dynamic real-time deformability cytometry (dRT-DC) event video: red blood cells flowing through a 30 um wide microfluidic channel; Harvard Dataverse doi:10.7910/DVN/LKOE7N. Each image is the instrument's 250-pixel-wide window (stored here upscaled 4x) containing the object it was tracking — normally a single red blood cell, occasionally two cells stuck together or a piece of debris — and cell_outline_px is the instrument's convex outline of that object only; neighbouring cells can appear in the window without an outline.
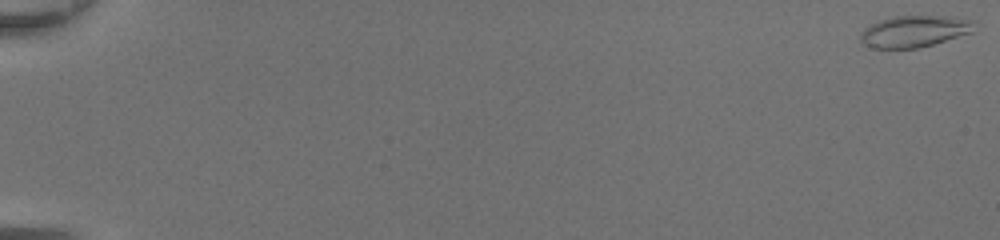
{"species": "common noctule bat (a hibernating species)", "species_latin": "Nyctalus noctula", "temperature_condition": "room temperature", "stored_images_in_passage": 50, "camera_frame_rate_fps": 3000, "um_per_image_px": 0.085, "animal": {"sex": "female", "body_mass_g": 20.0, "forearm_length_mm": 54.0}, "frame": {"image": 1, "passage_image": 1, "time_ms": 0.0, "image_size_px": [1000, 240], "cell_outline_px": [[976, 20], [972, 32], [920, 48], [872, 48], [864, 44], [860, 40], [860, 32], [864, 28], [880, 20], [892, 16], [952, 16]], "centroid_in_image_um": [77.73, 2.65], "position_along_channel_um": 7.3, "area_um2": 21.04}}
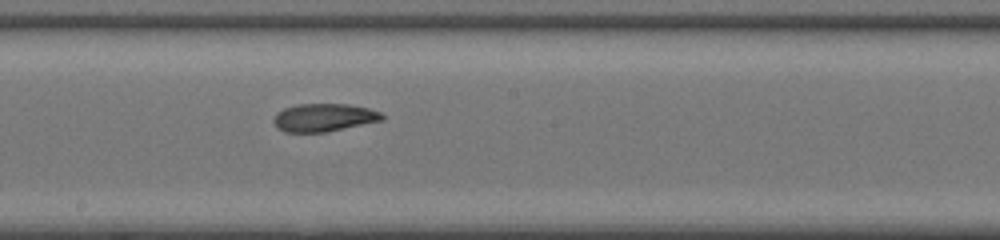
{"frame": {"image": 2, "passage_image": 30, "time_ms": 9.667, "image_size_px": [1000, 240], "cell_outline_px": [[384, 120], [328, 132], [284, 132], [276, 128], [272, 120], [276, 112], [284, 108], [296, 104], [348, 104], [368, 108], [380, 112], [384, 116]], "centroid_in_image_um": [27.5, 9.99], "position_along_channel_um": 220.7, "area_um2": 17.92}}
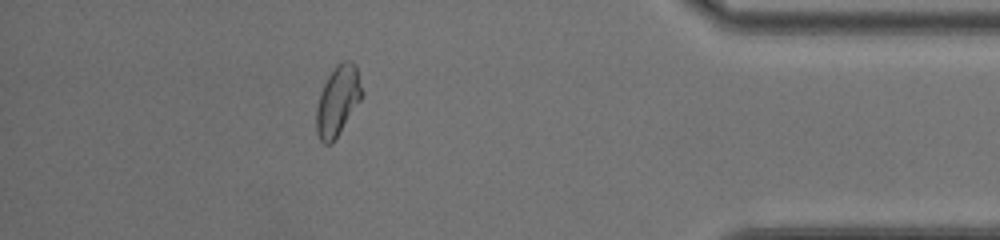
{"frame": {"image": 3, "passage_image": 45, "time_ms": 14.667, "image_size_px": [1000, 240], "cell_outline_px": [[364, 92], [360, 100], [332, 144], [324, 144], [320, 140], [316, 132], [316, 108], [320, 92], [328, 76], [336, 64], [344, 60], [352, 60], [356, 64]], "centroid_in_image_um": [28.71, 8.53], "position_along_channel_um": 406.5, "area_um2": 18.67}, "authors_computed_cell_mechanics": {"area_um2": 18.9006, "velocity_mm_per_s": 4.3917, "shape_relaxation_time_tau1_ms": 8.1323, "shape_relaxation_time_tau2_ms": 2.1014, "deformation_change_tau1": 0.2071, "deformation_change_tau2": 0.0779}}